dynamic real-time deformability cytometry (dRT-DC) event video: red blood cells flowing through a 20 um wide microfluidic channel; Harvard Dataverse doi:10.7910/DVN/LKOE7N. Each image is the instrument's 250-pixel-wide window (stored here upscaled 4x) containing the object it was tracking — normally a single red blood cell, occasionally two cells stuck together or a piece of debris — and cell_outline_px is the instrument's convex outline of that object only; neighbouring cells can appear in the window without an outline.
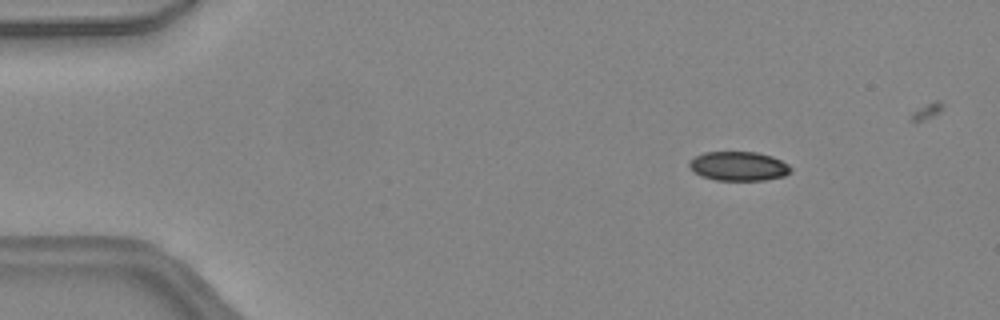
{"species": "common noctule bat (a hibernating species)", "species_latin": "Nyctalus noctula", "temperature_condition": "warm", "stored_images_in_passage": 40, "camera_frame_rate_fps": 3000, "um_per_image_px": 0.085, "animal": {"sex": "female", "body_mass_g": 24.6, "forearm_length_mm": 56.2}, "frame": {"image": 1, "passage_image": 4, "time_ms": 1.0, "image_size_px": [1000, 320], "cell_outline_px": [[792, 172], [784, 176], [764, 180], [716, 180], [700, 176], [688, 164], [696, 156], [704, 152], [756, 152], [772, 156], [788, 164], [792, 168]], "centroid_in_image_um": [62.82, 14.12], "position_along_channel_um": 22.2, "area_um2": 17.17}}
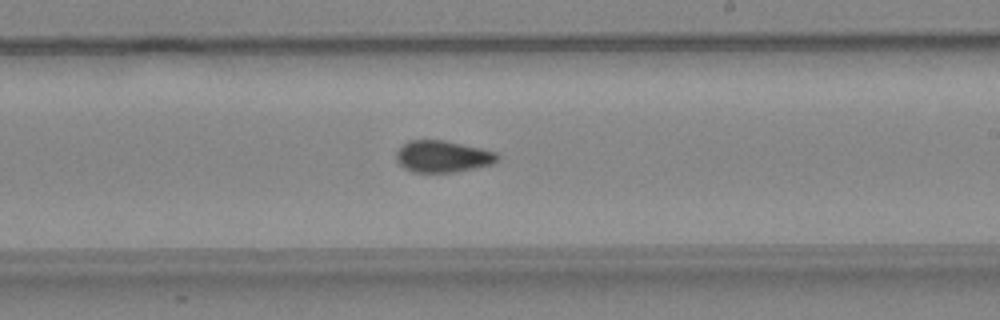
{"frame": {"image": 2, "passage_image": 25, "time_ms": 8.0, "image_size_px": [1000, 320], "cell_outline_px": [[500, 160], [492, 164], [476, 168], [452, 172], [412, 172], [404, 168], [396, 160], [396, 152], [408, 140], [444, 140], [480, 148], [496, 152], [500, 156]], "centroid_in_image_um": [37.64, 13.3], "position_along_channel_um": 251.4, "area_um2": 18.73}}
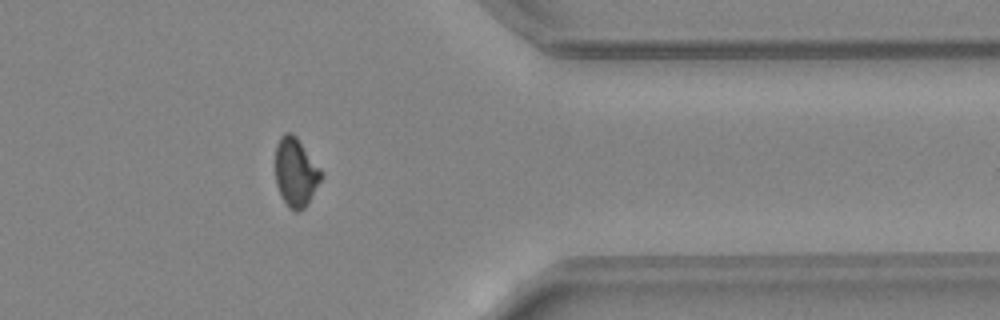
{"frame": {"image": 3, "passage_image": 35, "time_ms": 11.333, "image_size_px": [1000, 320], "cell_outline_px": [[324, 176], [304, 208], [300, 212], [296, 212], [288, 208], [276, 184], [276, 144], [280, 136], [284, 132], [292, 132], [296, 136], [324, 172]], "centroid_in_image_um": [25.15, 14.63], "position_along_channel_um": 386.2, "area_um2": 18.5}}